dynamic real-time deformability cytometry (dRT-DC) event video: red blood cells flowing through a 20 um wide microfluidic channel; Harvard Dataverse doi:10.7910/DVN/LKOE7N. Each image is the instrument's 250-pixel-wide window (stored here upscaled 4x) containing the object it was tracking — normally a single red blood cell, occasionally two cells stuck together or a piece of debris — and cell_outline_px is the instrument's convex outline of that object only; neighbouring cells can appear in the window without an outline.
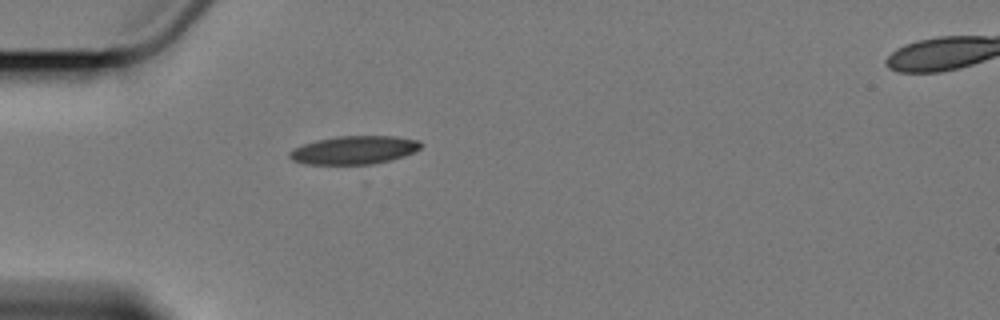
{"species": "Egyptian fruit bat (a non-hibernating species)", "species_latin": "Rousettus aegyptiacus", "temperature_condition": "cold", "stored_images_in_passage": 6, "camera_frame_rate_fps": 3000, "um_per_image_px": 0.085, "animal": {"sex": "female"}, "frame": {"image": 1, "passage_image": 6, "time_ms": 6.0, "image_size_px": [1000, 320], "cell_outline_px": [[424, 144], [416, 152], [392, 160], [372, 164], [304, 164], [292, 160], [288, 156], [288, 152], [292, 148], [316, 140], [336, 136], [396, 136], [420, 140]], "centroid_in_image_um": [30.12, 12.75], "position_along_channel_um": 54.9, "area_um2": 21.96}}